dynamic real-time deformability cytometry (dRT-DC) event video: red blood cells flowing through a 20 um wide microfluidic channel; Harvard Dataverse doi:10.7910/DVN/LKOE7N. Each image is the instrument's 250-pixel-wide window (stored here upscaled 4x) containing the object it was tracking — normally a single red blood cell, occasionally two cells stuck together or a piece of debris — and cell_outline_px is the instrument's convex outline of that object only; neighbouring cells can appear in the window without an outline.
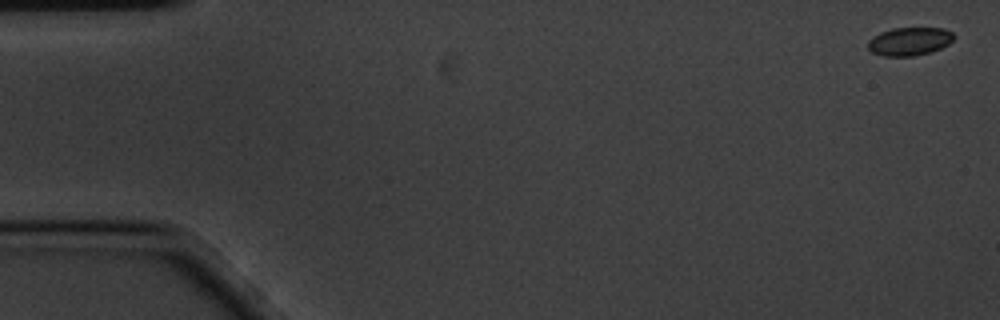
{"species": "common noctule bat (a hibernating species)", "species_latin": "Nyctalus noctula", "temperature_condition": "cold", "stored_images_in_passage": 9, "camera_frame_rate_fps": 3000, "um_per_image_px": 0.085, "animal": {"sex": "male", "body_mass_g": 20.1, "forearm_length_mm": 53.5}, "frame": {"image": 1, "passage_image": 1, "time_ms": 0.0, "image_size_px": [1000, 320], "cell_outline_px": [[956, 36], [948, 44], [940, 48], [928, 52], [912, 56], [884, 56], [872, 52], [868, 48], [868, 40], [872, 36], [880, 32], [892, 28], [944, 28], [952, 32]], "centroid_in_image_um": [77.29, 3.5], "position_along_channel_um": 7.7, "area_um2": 14.1}}
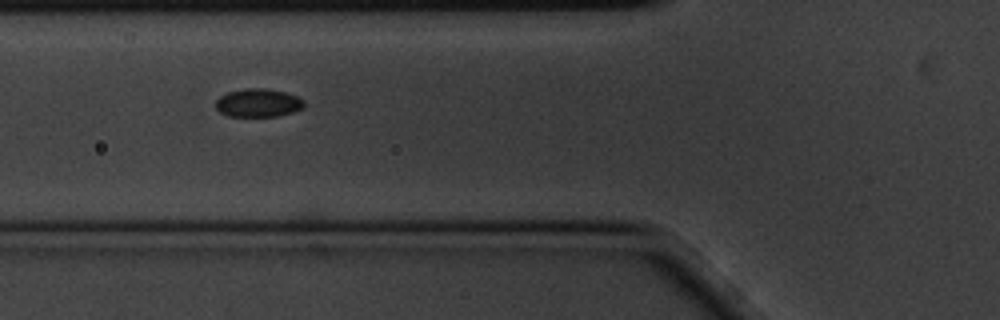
{"frame": {"image": 2, "passage_image": 7, "time_ms": 2.0, "image_size_px": [1000, 320], "cell_outline_px": [[304, 104], [300, 108], [292, 112], [276, 116], [228, 116], [220, 112], [216, 108], [216, 100], [220, 96], [228, 92], [248, 88], [264, 88], [284, 92], [300, 96], [304, 100]], "centroid_in_image_um": [21.94, 8.74], "position_along_channel_um": 103.9, "area_um2": 14.45}}
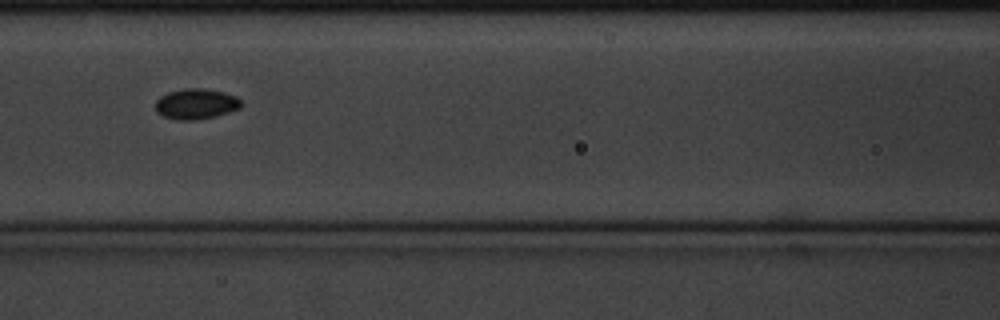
{"frame": {"image": 3, "passage_image": 8, "time_ms": 2.333, "image_size_px": [1000, 320], "cell_outline_px": [[244, 104], [240, 108], [216, 116], [196, 120], [176, 120], [164, 116], [156, 112], [156, 100], [160, 96], [168, 92], [184, 88], [204, 88], [224, 92], [236, 96]], "centroid_in_image_um": [16.67, 8.83], "position_along_channel_um": 149.9, "area_um2": 15.37}}